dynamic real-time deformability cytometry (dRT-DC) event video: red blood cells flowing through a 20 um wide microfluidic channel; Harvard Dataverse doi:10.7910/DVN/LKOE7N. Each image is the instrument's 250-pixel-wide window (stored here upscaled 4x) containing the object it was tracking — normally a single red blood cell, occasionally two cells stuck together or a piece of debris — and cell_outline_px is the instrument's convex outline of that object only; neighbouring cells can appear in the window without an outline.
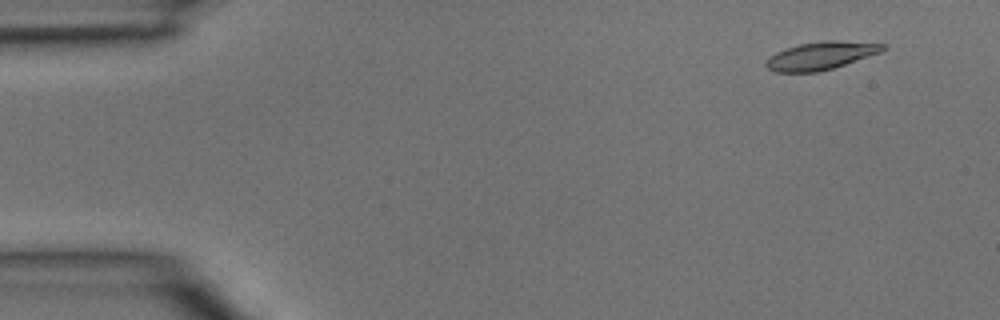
{"species": "common noctule bat (a hibernating species)", "species_latin": "Nyctalus noctula", "temperature_condition": "room temperature", "stored_images_in_passage": 4, "camera_frame_rate_fps": 3000, "um_per_image_px": 0.085, "animal": {"sex": "male", "body_mass_g": 15.6}, "frame": {"image": 1, "passage_image": 1, "time_ms": 0.0, "image_size_px": [1000, 320], "cell_outline_px": [[888, 48], [884, 52], [832, 68], [816, 72], [772, 72], [764, 64], [776, 52], [784, 48], [800, 44], [824, 40], [836, 40], [884, 44]], "centroid_in_image_um": [69.81, 4.73], "position_along_channel_um": 15.2, "area_um2": 19.02}}
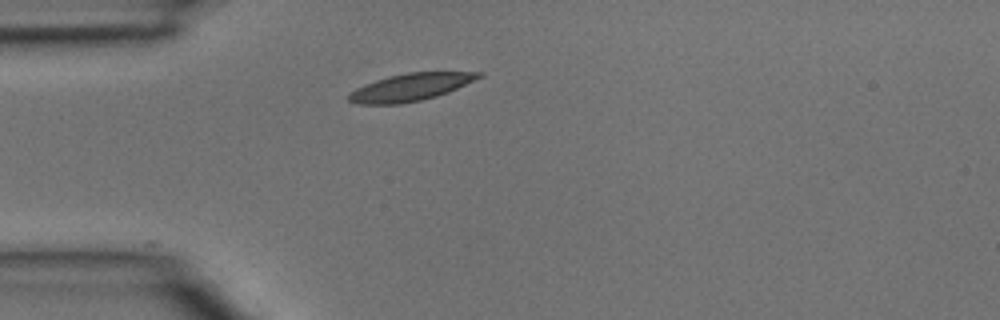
{"frame": {"image": 2, "passage_image": 4, "time_ms": 1.0, "image_size_px": [1000, 320], "cell_outline_px": [[484, 76], [448, 92], [436, 96], [420, 100], [400, 104], [360, 104], [348, 100], [348, 96], [356, 88], [364, 84], [388, 76], [408, 72], [484, 72]], "centroid_in_image_um": [34.91, 7.4], "position_along_channel_um": 50.1, "area_um2": 20.58}}